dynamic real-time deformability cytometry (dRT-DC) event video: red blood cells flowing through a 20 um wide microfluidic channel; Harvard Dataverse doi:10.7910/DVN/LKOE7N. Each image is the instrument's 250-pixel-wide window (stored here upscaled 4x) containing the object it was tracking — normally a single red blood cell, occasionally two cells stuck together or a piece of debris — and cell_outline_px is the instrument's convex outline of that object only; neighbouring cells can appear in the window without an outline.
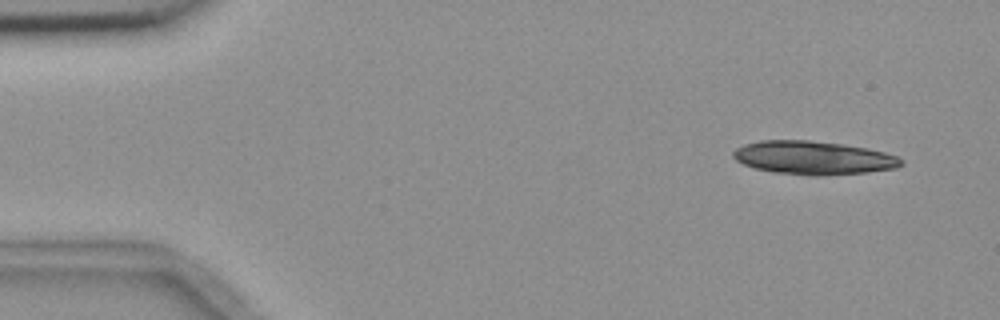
{"species": "common noctule bat (a hibernating species)", "species_latin": "Nyctalus noctula", "temperature_condition": "room temperature", "stored_images_in_passage": 4, "camera_frame_rate_fps": 3000, "um_per_image_px": 0.085, "animal": {"sex": "female", "body_mass_g": 18.4}, "frame": {"image": 1, "passage_image": 1, "time_ms": 0.0, "image_size_px": [1000, 320], "cell_outline_px": [[904, 164], [896, 168], [868, 172], [820, 176], [812, 176], [772, 172], [756, 168], [744, 164], [736, 160], [732, 156], [732, 152], [736, 148], [744, 144], [760, 140], [808, 140], [844, 144], [868, 148], [900, 156], [904, 160]], "centroid_in_image_um": [69.17, 13.41], "position_along_channel_um": 15.8, "area_um2": 33.06}}